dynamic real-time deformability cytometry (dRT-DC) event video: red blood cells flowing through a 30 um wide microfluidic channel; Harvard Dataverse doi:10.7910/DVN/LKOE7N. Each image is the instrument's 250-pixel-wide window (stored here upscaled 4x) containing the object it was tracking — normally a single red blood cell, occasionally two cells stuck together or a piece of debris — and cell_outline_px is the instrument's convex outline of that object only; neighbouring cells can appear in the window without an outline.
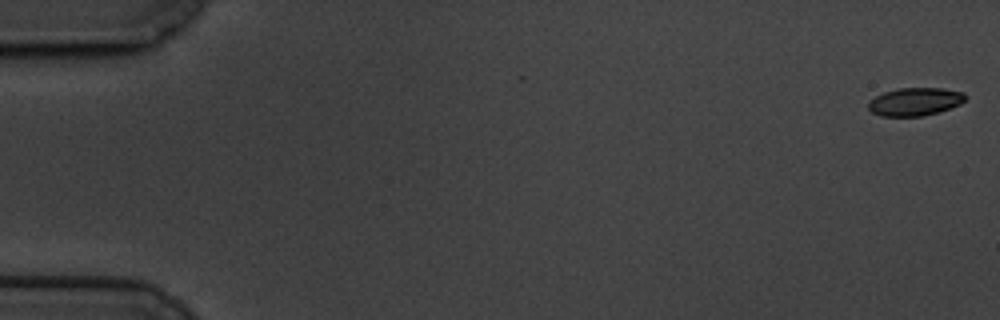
{"species": "common noctule bat (a hibernating species)", "species_latin": "Nyctalus noctula", "temperature_condition": "cold", "stored_images_in_passage": 60, "camera_frame_rate_fps": 3000, "um_per_image_px": 0.085, "animal": {"sex": "male", "body_mass_g": 19.5, "forearm_length_mm": 54.6}, "frame": {"image": 1, "passage_image": 1, "time_ms": 0.0, "image_size_px": [1000, 320], "cell_outline_px": [[968, 96], [960, 104], [936, 112], [920, 116], [880, 116], [872, 112], [868, 108], [868, 100], [884, 92], [900, 88], [940, 88], [964, 92]], "centroid_in_image_um": [77.75, 8.63], "position_along_channel_um": 7.2, "area_um2": 15.72}}
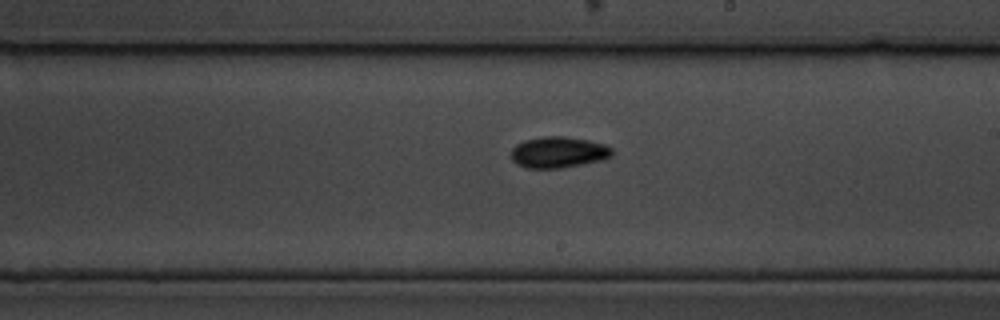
{"frame": {"image": 2, "passage_image": 35, "time_ms": 11.333, "image_size_px": [1000, 320], "cell_outline_px": [[612, 156], [604, 160], [560, 168], [528, 168], [516, 164], [512, 160], [512, 148], [516, 144], [524, 140], [544, 136], [564, 136], [588, 140], [604, 144], [612, 148]], "centroid_in_image_um": [47.47, 12.94], "position_along_channel_um": 241.5, "area_um2": 18.38}}
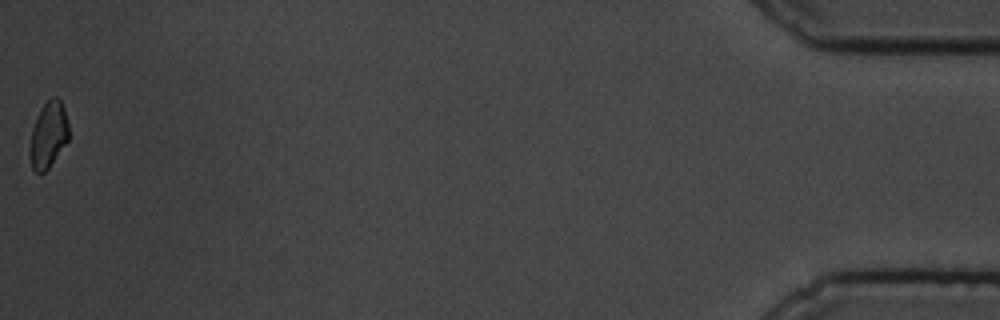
{"frame": {"image": 3, "passage_image": 60, "time_ms": 19.667, "image_size_px": [1000, 320], "cell_outline_px": [[68, 140], [48, 168], [40, 176], [32, 168], [28, 148], [32, 128], [40, 108], [52, 96], [56, 96], [60, 100], [64, 108], [68, 124]], "centroid_in_image_um": [4.08, 11.47], "position_along_channel_um": 431.1, "area_um2": 15.09}, "authors_computed_cell_mechanics": {"area_um2": 16.8776, "velocity_mm_per_s": 3.3888, "shape_relaxation_time_tau1_ms": 3.5588, "shape_relaxation_time_tau2_ms": null, "deformation_change_tau1": 0.0862, "deformation_change_tau2": null}}